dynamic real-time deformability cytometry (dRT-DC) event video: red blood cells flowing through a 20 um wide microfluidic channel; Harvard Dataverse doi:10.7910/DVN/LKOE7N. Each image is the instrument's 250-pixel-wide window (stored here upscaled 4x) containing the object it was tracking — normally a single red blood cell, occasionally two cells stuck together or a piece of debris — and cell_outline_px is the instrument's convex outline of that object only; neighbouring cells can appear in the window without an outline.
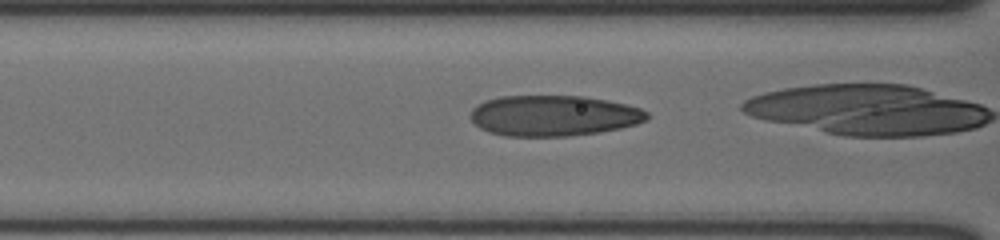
{"species": "human", "species_latin": "Homo sapiens", "temperature_condition": "cold", "stored_images_in_passage": 34, "camera_frame_rate_fps": 3000, "um_per_image_px": 0.085, "donor": {"sex": "male"}, "frame": {"image": 1, "passage_image": 12, "time_ms": 3.667, "image_size_px": [1000, 240], "cell_outline_px": [[648, 120], [636, 124], [620, 128], [596, 132], [568, 136], [504, 136], [488, 132], [480, 128], [468, 116], [472, 108], [476, 104], [484, 100], [500, 96], [584, 96], [608, 100], [628, 104], [640, 108], [648, 112]], "centroid_in_image_um": [47.03, 9.82], "position_along_channel_um": 119.6, "area_um2": 42.19}}
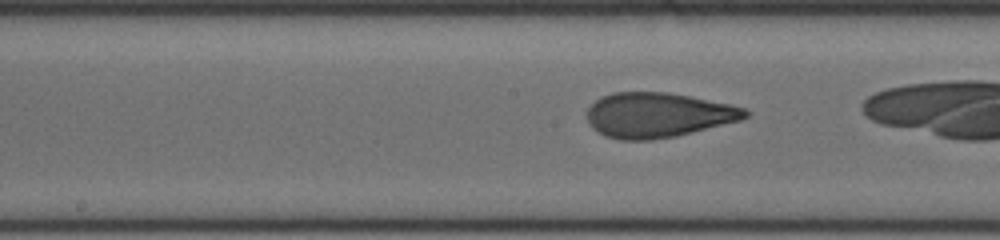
{"frame": {"image": 2, "passage_image": 18, "time_ms": 5.667, "image_size_px": [1000, 240], "cell_outline_px": [[748, 116], [740, 120], [676, 136], [652, 140], [620, 140], [604, 136], [592, 128], [588, 124], [588, 108], [600, 96], [612, 92], [668, 92], [732, 104], [744, 108], [748, 112]], "centroid_in_image_um": [55.89, 9.78], "position_along_channel_um": 192.3, "area_um2": 41.44}}
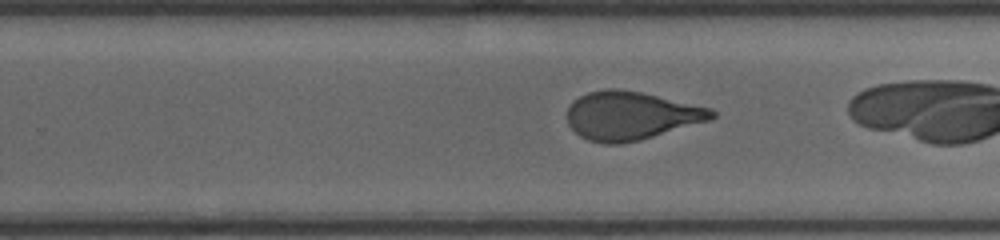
{"frame": {"image": 3, "passage_image": 25, "time_ms": 8.0, "image_size_px": [1000, 240], "cell_outline_px": [[716, 116], [712, 120], [640, 140], [620, 144], [604, 144], [588, 140], [580, 136], [568, 124], [568, 108], [580, 96], [588, 92], [608, 88], [620, 88], [640, 92], [712, 108], [716, 112]], "centroid_in_image_um": [53.66, 9.84], "position_along_channel_um": 276.1, "area_um2": 40.75}}